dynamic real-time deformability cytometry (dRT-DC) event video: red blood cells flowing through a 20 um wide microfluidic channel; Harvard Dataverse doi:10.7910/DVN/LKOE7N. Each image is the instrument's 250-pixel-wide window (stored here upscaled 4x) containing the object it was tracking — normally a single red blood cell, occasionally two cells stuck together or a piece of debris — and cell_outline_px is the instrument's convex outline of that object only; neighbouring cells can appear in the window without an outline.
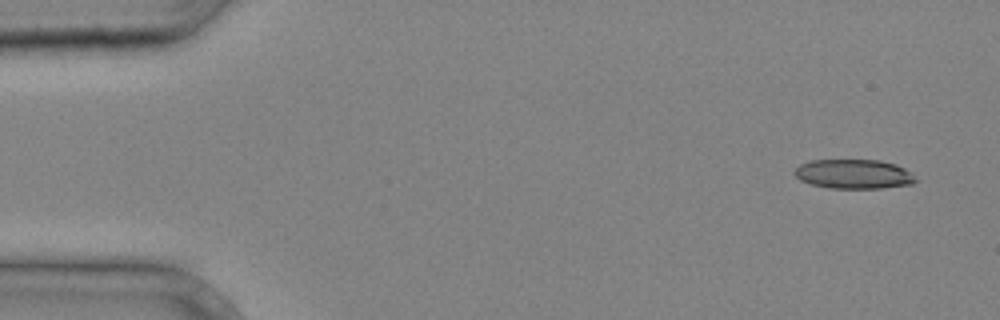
{"species": "common noctule bat (a hibernating species)", "species_latin": "Nyctalus noctula", "temperature_condition": "cold", "stored_images_in_passage": 4, "segment_of_instrument_passage": [1, 2], "camera_frame_rate_fps": 3000, "um_per_image_px": 0.085, "animal": {"sex": "male", "body_mass_g": 20.4}, "frame": {"image": 1, "passage_image": 1, "time_ms": 0.0, "image_size_px": [1000, 320], "cell_outline_px": [[916, 180], [912, 184], [884, 188], [828, 188], [812, 184], [800, 180], [792, 172], [800, 164], [808, 160], [880, 160], [896, 164], [912, 172]], "centroid_in_image_um": [72.56, 14.79], "position_along_channel_um": 12.4, "area_um2": 20.87}}